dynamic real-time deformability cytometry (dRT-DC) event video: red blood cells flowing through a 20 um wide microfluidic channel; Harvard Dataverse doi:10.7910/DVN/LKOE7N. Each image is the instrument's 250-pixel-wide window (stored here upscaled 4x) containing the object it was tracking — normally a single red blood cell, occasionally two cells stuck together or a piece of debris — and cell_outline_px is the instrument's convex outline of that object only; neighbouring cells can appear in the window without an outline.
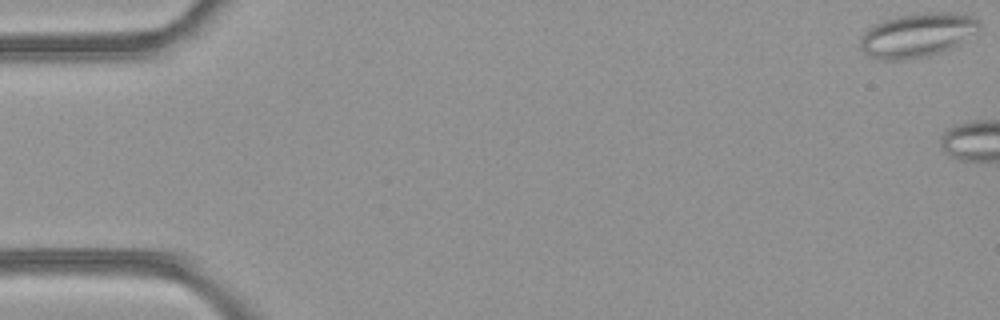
{"species": "common noctule bat (a hibernating species)", "species_latin": "Nyctalus noctula", "temperature_condition": "room temperature", "stored_images_in_passage": 5, "camera_frame_rate_fps": 3000, "um_per_image_px": 0.085, "animal": {"sex": "female", "body_mass_g": 21.9}, "frame": {"image": 1, "passage_image": 1, "time_ms": 0.0, "image_size_px": [1000, 320], "cell_outline_px": [[980, 28], [976, 32], [952, 48], [928, 56], [900, 60], [880, 60], [868, 56], [860, 48], [860, 36], [868, 28], [884, 20], [900, 16], [920, 12], [952, 12], [968, 16], [976, 20], [980, 24]], "centroid_in_image_um": [77.93, 2.99], "position_along_channel_um": 7.1, "area_um2": 30.46}}